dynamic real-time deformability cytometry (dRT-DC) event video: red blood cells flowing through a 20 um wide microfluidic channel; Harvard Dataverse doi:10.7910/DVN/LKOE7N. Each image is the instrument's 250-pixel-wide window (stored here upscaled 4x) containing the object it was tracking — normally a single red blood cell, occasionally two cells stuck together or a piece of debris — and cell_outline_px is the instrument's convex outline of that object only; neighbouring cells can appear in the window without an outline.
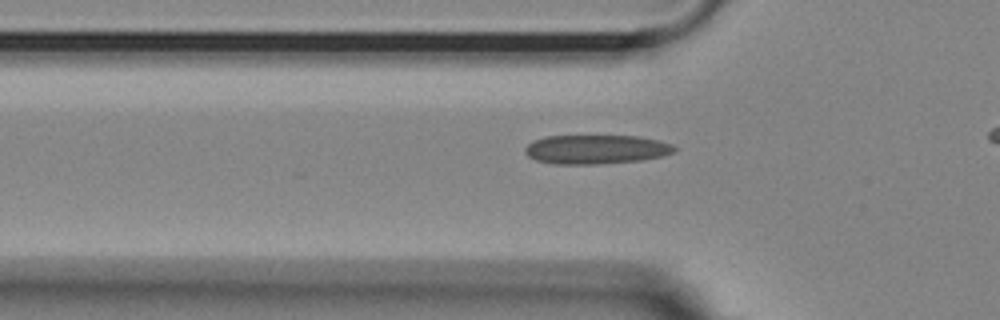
{"species": "Egyptian fruit bat (a non-hibernating species)", "species_latin": "Rousettus aegyptiacus", "temperature_condition": "room temperature", "stored_images_in_passage": 39, "camera_frame_rate_fps": 3000, "um_per_image_px": 0.085, "animal": {"sex": "female"}, "frame": {"image": 1, "passage_image": 12, "time_ms": 3.667, "image_size_px": [1000, 320], "cell_outline_px": [[676, 152], [660, 156], [640, 160], [596, 164], [552, 164], [536, 160], [528, 156], [524, 152], [524, 148], [532, 140], [544, 136], [636, 136], [660, 140], [672, 144], [676, 148]], "centroid_in_image_um": [50.63, 12.69], "position_along_channel_um": 75.2, "area_um2": 25.43}}
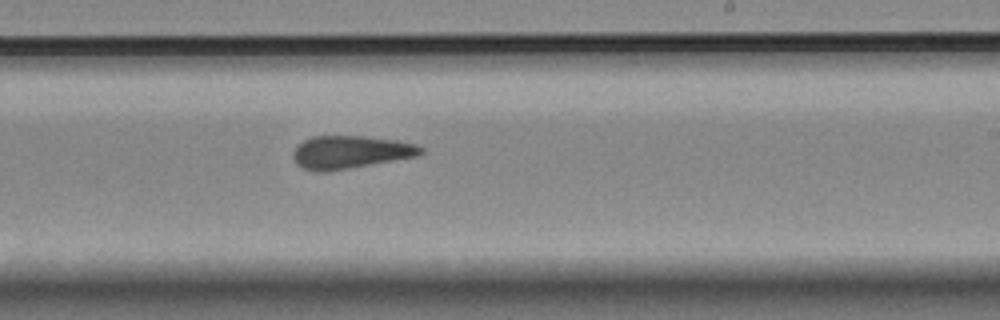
{"frame": {"image": 2, "passage_image": 27, "time_ms": 8.667, "image_size_px": [1000, 320], "cell_outline_px": [[424, 152], [420, 156], [324, 172], [312, 172], [300, 168], [296, 164], [292, 156], [292, 152], [304, 140], [312, 136], [364, 136], [396, 140], [416, 144], [424, 148]], "centroid_in_image_um": [29.78, 12.94], "position_along_channel_um": 259.2, "area_um2": 24.68}}
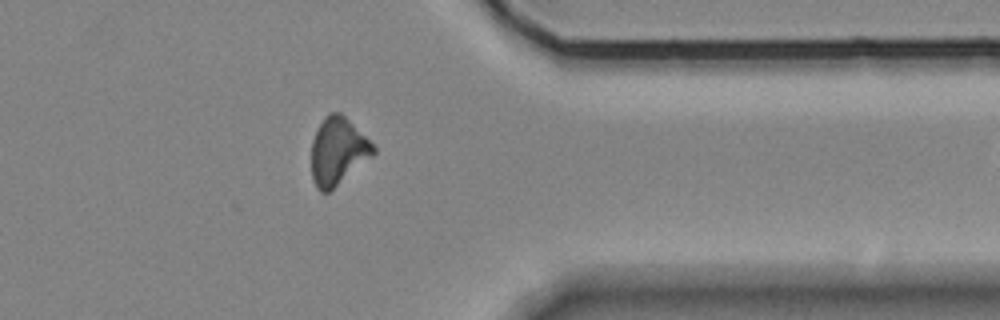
{"frame": {"image": 3, "passage_image": 38, "time_ms": 12.333, "image_size_px": [1000, 320], "cell_outline_px": [[376, 152], [372, 156], [328, 192], [320, 192], [316, 188], [312, 176], [312, 140], [324, 116], [328, 112], [340, 112], [376, 148]], "centroid_in_image_um": [28.69, 12.85], "position_along_channel_um": 382.7, "area_um2": 23.7}}